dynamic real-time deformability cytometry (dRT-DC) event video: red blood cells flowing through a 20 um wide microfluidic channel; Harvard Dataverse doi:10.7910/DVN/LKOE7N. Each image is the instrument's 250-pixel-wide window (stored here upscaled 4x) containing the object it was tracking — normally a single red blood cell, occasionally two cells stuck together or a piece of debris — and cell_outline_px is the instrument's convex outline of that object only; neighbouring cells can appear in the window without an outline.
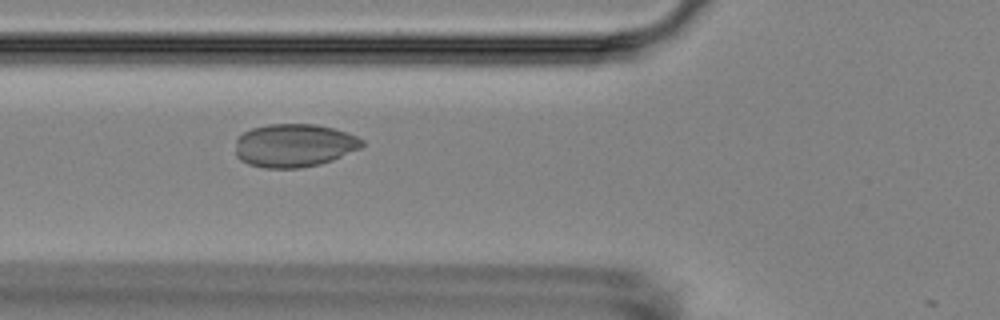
{"species": "Egyptian fruit bat (a non-hibernating species)", "species_latin": "Rousettus aegyptiacus", "temperature_condition": "room temperature", "stored_images_in_passage": 10, "camera_frame_rate_fps": 3000, "um_per_image_px": 0.085, "animal": {"sex": "female"}, "frame": {"image": 1, "passage_image": 2, "time_ms": 1.0, "image_size_px": [1000, 320], "cell_outline_px": [[364, 144], [360, 148], [332, 160], [320, 164], [300, 168], [264, 168], [248, 164], [240, 160], [236, 156], [236, 136], [252, 128], [268, 124], [316, 124], [348, 132], [364, 140]], "centroid_in_image_um": [24.98, 12.36], "position_along_channel_um": 100.8, "area_um2": 32.08}}
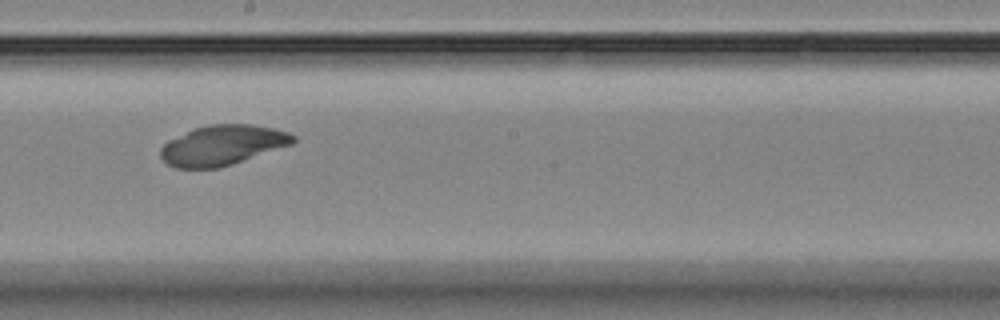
{"frame": {"image": 2, "passage_image": 5, "time_ms": 4.667, "image_size_px": [1000, 320], "cell_outline_px": [[296, 140], [292, 144], [232, 164], [216, 168], [176, 168], [168, 164], [160, 156], [160, 148], [168, 140], [192, 128], [208, 124], [252, 124], [272, 128], [288, 132], [296, 136]], "centroid_in_image_um": [18.89, 12.33], "position_along_channel_um": 229.3, "area_um2": 30.92}}
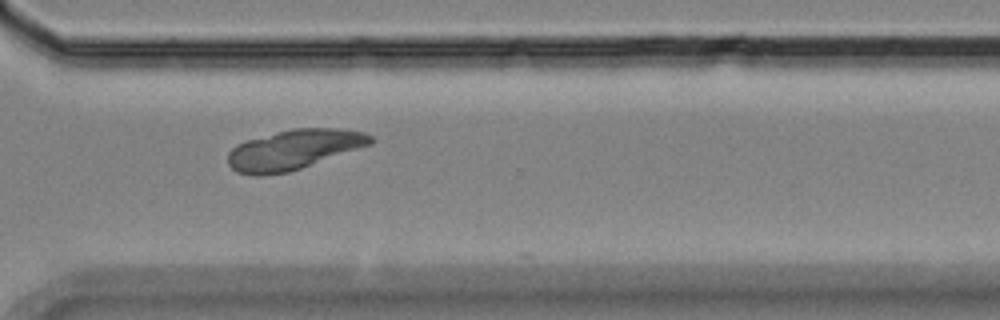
{"frame": {"image": 3, "passage_image": 8, "time_ms": 8.0, "image_size_px": [1000, 320], "cell_outline_px": [[376, 140], [372, 144], [288, 172], [260, 176], [256, 176], [236, 172], [228, 164], [228, 152], [236, 144], [244, 140], [292, 128], [336, 128], [364, 132], [372, 136]], "centroid_in_image_um": [24.95, 12.71], "position_along_channel_um": 345.7, "area_um2": 33.18}}